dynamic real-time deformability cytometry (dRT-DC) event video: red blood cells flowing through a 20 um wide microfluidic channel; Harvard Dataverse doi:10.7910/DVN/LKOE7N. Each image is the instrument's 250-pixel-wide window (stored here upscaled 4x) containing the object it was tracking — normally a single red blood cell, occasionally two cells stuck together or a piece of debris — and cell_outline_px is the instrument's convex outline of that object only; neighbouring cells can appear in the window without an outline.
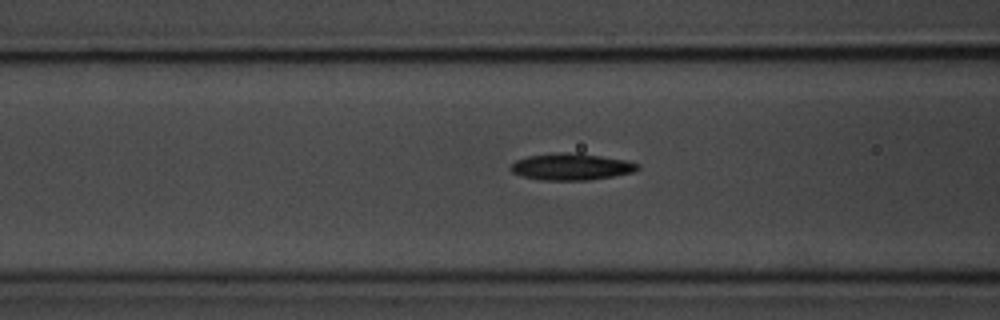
{"species": "common noctule bat (a hibernating species)", "species_latin": "Nyctalus noctula", "temperature_condition": "room temperature", "stored_images_in_passage": 41, "camera_frame_rate_fps": 3000, "um_per_image_px": 0.085, "animal": {"sex": "male", "body_mass_g": 20.1, "forearm_length_mm": 53.5}, "frame": {"image": 1, "passage_image": 17, "time_ms": 5.333, "image_size_px": [1000, 320], "cell_outline_px": [[640, 168], [632, 172], [612, 176], [588, 180], [540, 180], [520, 176], [512, 172], [508, 168], [516, 160], [528, 156], [560, 152], [568, 152], [600, 156], [628, 160], [640, 164]], "centroid_in_image_um": [48.53, 14.17], "position_along_channel_um": 118.1, "area_um2": 19.77}}
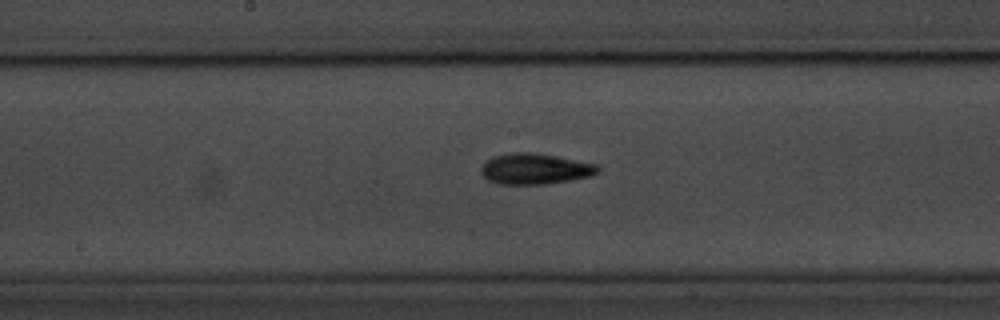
{"frame": {"image": 2, "passage_image": 24, "time_ms": 7.667, "image_size_px": [1000, 320], "cell_outline_px": [[600, 172], [592, 176], [572, 180], [544, 184], [496, 184], [488, 180], [480, 172], [480, 168], [492, 156], [512, 152], [532, 152], [556, 156], [596, 164], [600, 168]], "centroid_in_image_um": [45.48, 14.35], "position_along_channel_um": 202.7, "area_um2": 21.1}}
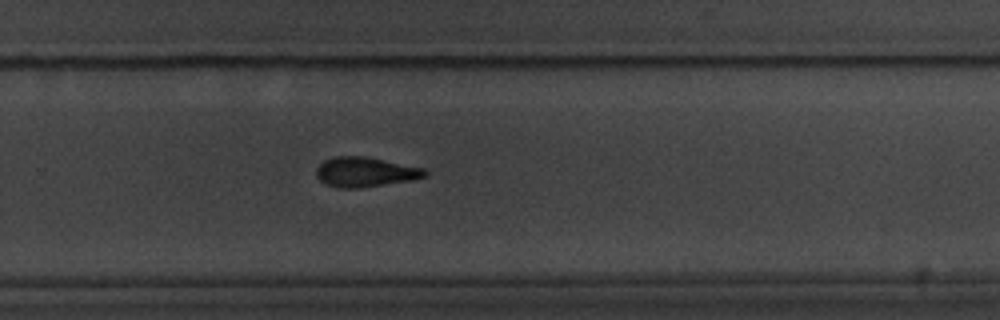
{"frame": {"image": 3, "passage_image": 32, "time_ms": 10.333, "image_size_px": [1000, 320], "cell_outline_px": [[428, 176], [412, 180], [360, 188], [336, 188], [324, 184], [316, 176], [316, 168], [324, 160], [332, 156], [364, 156], [424, 168], [428, 172]], "centroid_in_image_um": [31.02, 14.63], "position_along_channel_um": 298.8, "area_um2": 19.02}}